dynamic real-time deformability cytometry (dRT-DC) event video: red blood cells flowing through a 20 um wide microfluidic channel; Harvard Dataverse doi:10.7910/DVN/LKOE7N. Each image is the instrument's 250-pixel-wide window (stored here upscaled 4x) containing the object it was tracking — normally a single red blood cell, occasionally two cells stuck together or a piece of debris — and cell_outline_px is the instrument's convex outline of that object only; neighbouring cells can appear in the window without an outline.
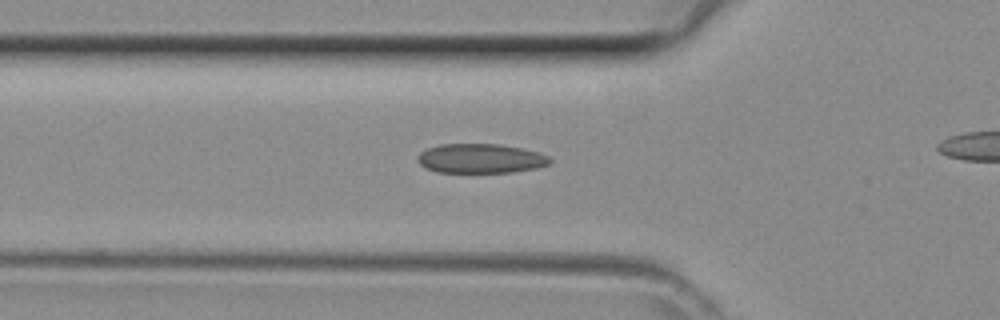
{"species": "common noctule bat (a hibernating species)", "species_latin": "Nyctalus noctula", "temperature_condition": "room temperature", "stored_images_in_passage": 21, "camera_frame_rate_fps": 3000, "um_per_image_px": 0.085, "animal": {"sex": "female", "body_mass_g": 29.2, "forearm_length_mm": 56.3}, "frame": {"image": 1, "passage_image": 10, "time_ms": 3.0, "image_size_px": [1000, 320], "cell_outline_px": [[552, 160], [548, 164], [536, 168], [512, 172], [436, 172], [424, 168], [416, 160], [416, 156], [420, 152], [428, 148], [440, 144], [500, 144], [540, 152], [548, 156]], "centroid_in_image_um": [40.81, 13.47], "position_along_channel_um": 85.0, "area_um2": 22.77}}
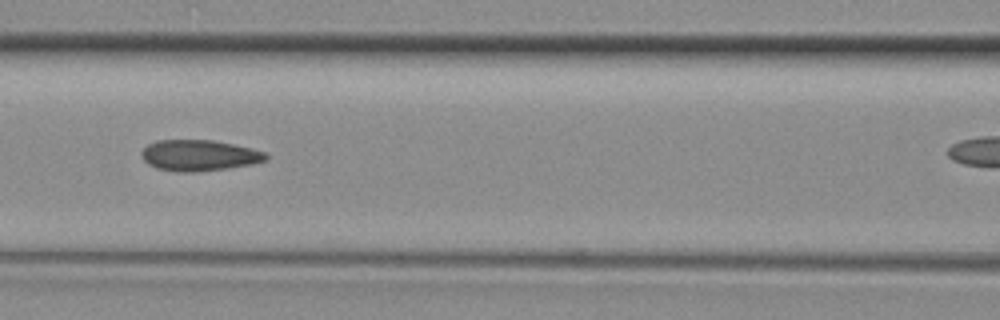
{"frame": {"image": 2, "passage_image": 14, "time_ms": 4.333, "image_size_px": [1000, 320], "cell_outline_px": [[268, 160], [252, 164], [228, 168], [196, 172], [176, 172], [156, 168], [148, 164], [140, 156], [140, 152], [148, 144], [156, 140], [212, 140], [252, 148], [264, 152], [268, 156]], "centroid_in_image_um": [16.9, 13.21], "position_along_channel_um": 149.7, "area_um2": 22.6}}
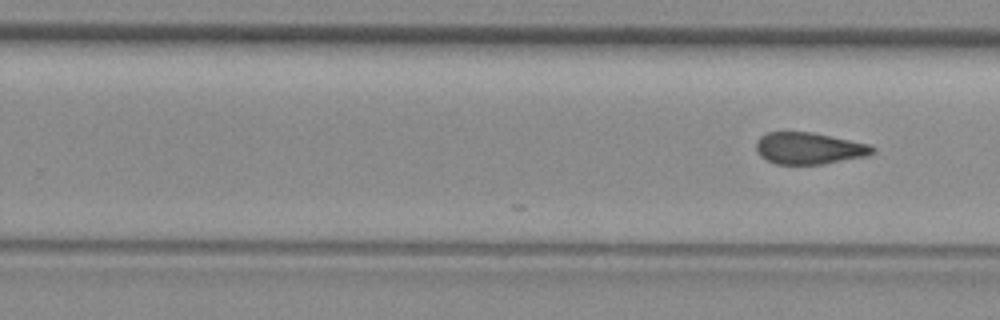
{"frame": {"image": 3, "passage_image": 21, "time_ms": 6.667, "image_size_px": [1000, 320], "cell_outline_px": [[876, 152], [868, 156], [824, 164], [776, 164], [760, 156], [756, 152], [756, 140], [760, 136], [768, 132], [812, 132], [868, 144], [876, 148]], "centroid_in_image_um": [68.77, 12.61], "position_along_channel_um": 261.0, "area_um2": 21.62}}